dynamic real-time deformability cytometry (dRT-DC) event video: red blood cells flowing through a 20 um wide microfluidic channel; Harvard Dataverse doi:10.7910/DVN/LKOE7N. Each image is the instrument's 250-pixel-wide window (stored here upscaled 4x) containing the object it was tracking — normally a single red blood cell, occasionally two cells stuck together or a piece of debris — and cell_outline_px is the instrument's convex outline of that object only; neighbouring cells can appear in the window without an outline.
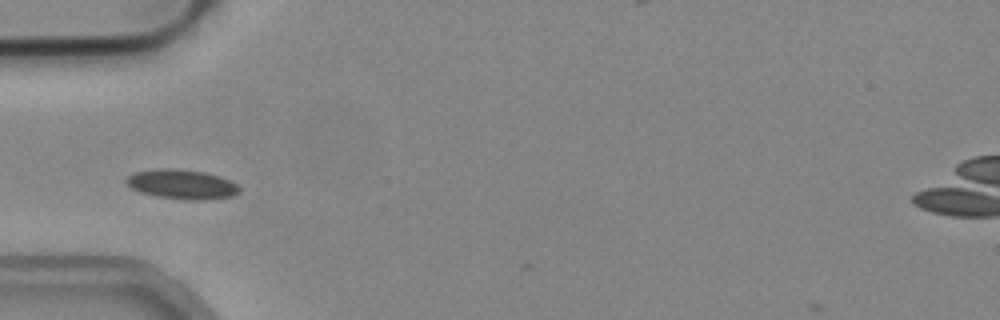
{"species": "common noctule bat (a hibernating species)", "species_latin": "Nyctalus noctula", "temperature_condition": "cold", "stored_images_in_passage": 19, "camera_frame_rate_fps": 3000, "um_per_image_px": 0.085, "animal": {"sex": "male", "body_mass_g": 19.2, "forearm_length_mm": 51.8}, "frame": {"image": 1, "passage_image": 1, "time_ms": 0.0, "image_size_px": [1000, 320], "cell_outline_px": [[240, 192], [232, 196], [204, 200], [188, 200], [156, 196], [140, 192], [132, 188], [124, 180], [128, 176], [136, 172], [164, 168], [176, 168], [204, 172], [220, 176], [236, 184], [240, 188]], "centroid_in_image_um": [15.47, 15.67], "position_along_channel_um": 69.5, "area_um2": 19.36}}
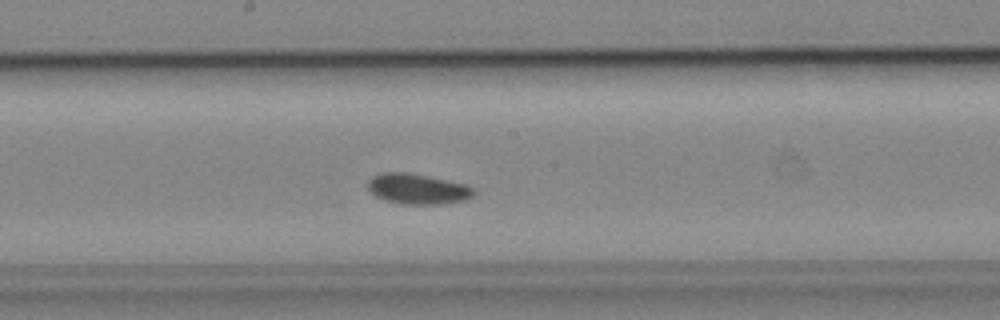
{"frame": {"image": 2, "passage_image": 12, "time_ms": 3.667, "image_size_px": [1000, 320], "cell_outline_px": [[476, 192], [472, 196], [464, 200], [440, 204], [400, 204], [384, 200], [368, 192], [368, 180], [372, 176], [384, 172], [404, 172], [428, 176], [464, 184], [472, 188]], "centroid_in_image_um": [35.44, 16.06], "position_along_channel_um": 212.8, "area_um2": 18.73}}
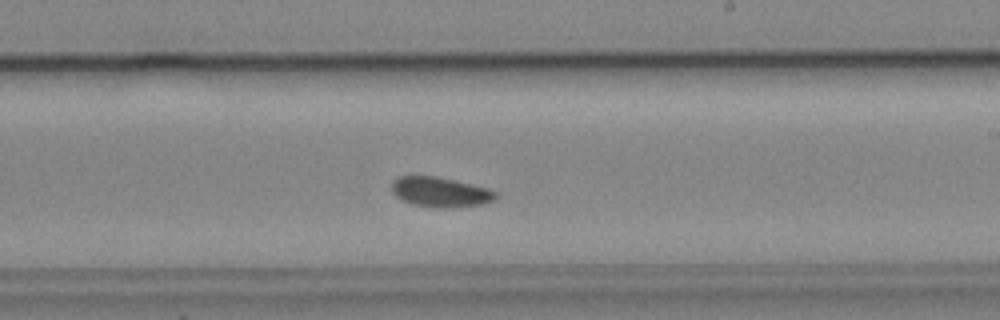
{"frame": {"image": 3, "passage_image": 15, "time_ms": 4.667, "image_size_px": [1000, 320], "cell_outline_px": [[500, 196], [496, 200], [484, 204], [444, 208], [440, 208], [412, 204], [400, 200], [392, 192], [392, 180], [396, 176], [436, 176], [488, 188], [496, 192]], "centroid_in_image_um": [37.43, 16.32], "position_along_channel_um": 251.6, "area_um2": 18.32}}